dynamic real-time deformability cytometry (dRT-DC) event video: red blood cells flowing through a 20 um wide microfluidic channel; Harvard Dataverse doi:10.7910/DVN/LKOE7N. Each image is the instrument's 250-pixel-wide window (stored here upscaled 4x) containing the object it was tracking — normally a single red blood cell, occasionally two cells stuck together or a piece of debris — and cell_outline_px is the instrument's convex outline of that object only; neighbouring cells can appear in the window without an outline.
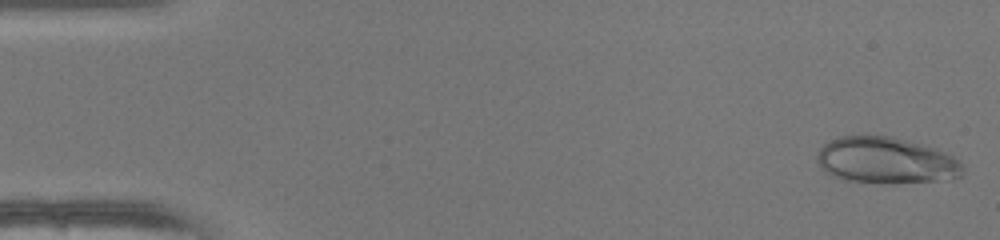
{"species": "human", "species_latin": "Homo sapiens", "temperature_condition": "warm", "stored_images_in_passage": 48, "camera_frame_rate_fps": 3000, "um_per_image_px": 0.085, "donor": {"sex": "female"}, "frame": {"image": 1, "passage_image": 1, "time_ms": 0.0, "image_size_px": [1000, 240], "cell_outline_px": [[964, 172], [960, 176], [936, 180], [892, 184], [880, 184], [840, 180], [820, 168], [816, 160], [816, 156], [820, 148], [824, 144], [836, 136], [892, 136], [936, 148], [960, 160], [964, 168]], "centroid_in_image_um": [75.27, 13.65], "position_along_channel_um": 9.7, "area_um2": 39.82}}
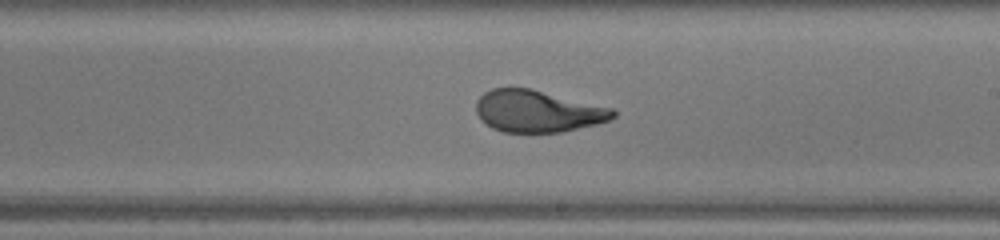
{"frame": {"image": 2, "passage_image": 28, "time_ms": 9.0, "image_size_px": [1000, 240], "cell_outline_px": [[616, 116], [608, 120], [596, 124], [560, 132], [504, 132], [492, 128], [480, 120], [476, 112], [476, 100], [484, 92], [492, 88], [532, 88], [612, 108], [616, 112]], "centroid_in_image_um": [45.67, 9.44], "position_along_channel_um": 243.3, "area_um2": 33.47}}
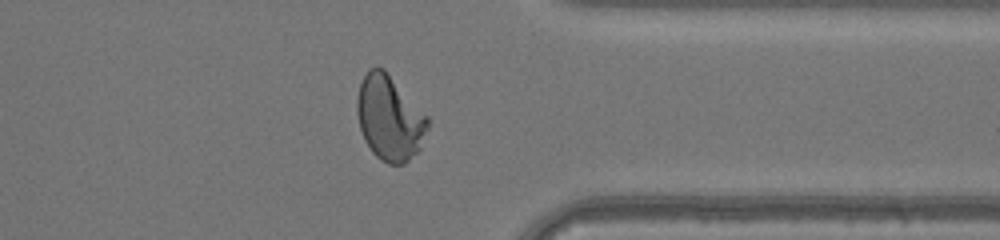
{"frame": {"image": 3, "passage_image": 38, "time_ms": 12.333, "image_size_px": [1000, 240], "cell_outline_px": [[428, 128], [420, 148], [404, 164], [388, 164], [380, 160], [372, 152], [364, 140], [360, 128], [356, 112], [356, 100], [360, 84], [368, 68], [384, 68], [428, 116]], "centroid_in_image_um": [33.1, 10.03], "position_along_channel_um": 378.3, "area_um2": 34.97}, "authors_computed_cell_mechanics": {"area_um2": 35.3158, "velocity_mm_per_s": 4.2461, "shape_relaxation_time_tau1_ms": 5.9805, "shape_relaxation_time_tau2_ms": null, "deformation_change_tau1": 0.2789, "deformation_change_tau2": null}}